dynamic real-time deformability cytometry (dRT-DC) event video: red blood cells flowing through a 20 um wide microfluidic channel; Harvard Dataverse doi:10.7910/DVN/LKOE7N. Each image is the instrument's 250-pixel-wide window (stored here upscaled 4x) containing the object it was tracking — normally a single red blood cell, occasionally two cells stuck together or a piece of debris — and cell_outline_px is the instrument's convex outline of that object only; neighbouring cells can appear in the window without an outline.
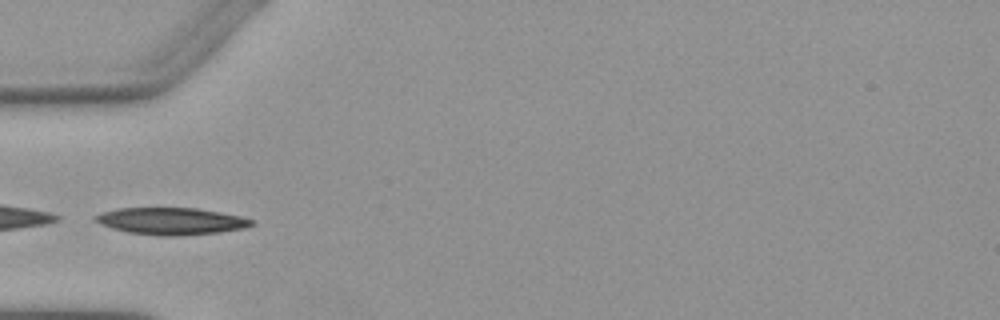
{"species": "Egyptian fruit bat (a non-hibernating species)", "species_latin": "Rousettus aegyptiacus", "temperature_condition": "warm", "stored_images_in_passage": 5, "camera_frame_rate_fps": 3000, "um_per_image_px": 0.085, "animal": {"sex": "female"}, "frame": {"image": 1, "passage_image": 5, "time_ms": 4.667, "image_size_px": [1000, 320], "cell_outline_px": [[256, 224], [248, 228], [216, 232], [176, 236], [164, 236], [128, 232], [112, 228], [100, 224], [92, 220], [92, 216], [116, 208], [196, 208], [220, 212], [240, 216], [256, 220]], "centroid_in_image_um": [14.57, 18.79], "position_along_channel_um": 70.4, "area_um2": 24.68}}